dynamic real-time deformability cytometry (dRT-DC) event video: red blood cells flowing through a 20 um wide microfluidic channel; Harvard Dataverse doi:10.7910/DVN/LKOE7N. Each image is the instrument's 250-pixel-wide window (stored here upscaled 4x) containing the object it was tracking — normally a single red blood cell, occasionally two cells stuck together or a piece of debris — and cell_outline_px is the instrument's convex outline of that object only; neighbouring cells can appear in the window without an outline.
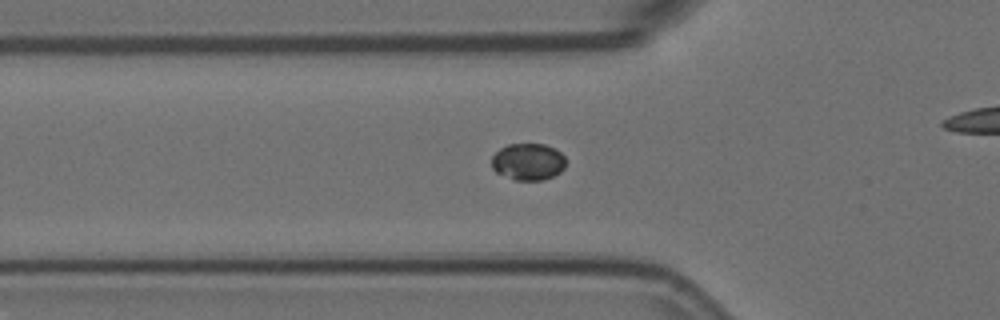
{"species": "Egyptian fruit bat (a non-hibernating species)", "species_latin": "Rousettus aegyptiacus", "temperature_condition": "room temperature", "stored_images_in_passage": 52, "camera_frame_rate_fps": 3000, "um_per_image_px": 0.085, "animal": {"sex": "female"}, "frame": {"image": 1, "passage_image": 14, "time_ms": 4.333, "image_size_px": [1000, 320], "cell_outline_px": [[564, 168], [560, 172], [544, 180], [516, 180], [496, 172], [492, 168], [492, 156], [500, 148], [508, 144], [544, 144], [560, 152], [564, 156]], "centroid_in_image_um": [44.87, 13.75], "position_along_channel_um": 80.9, "area_um2": 15.78}}
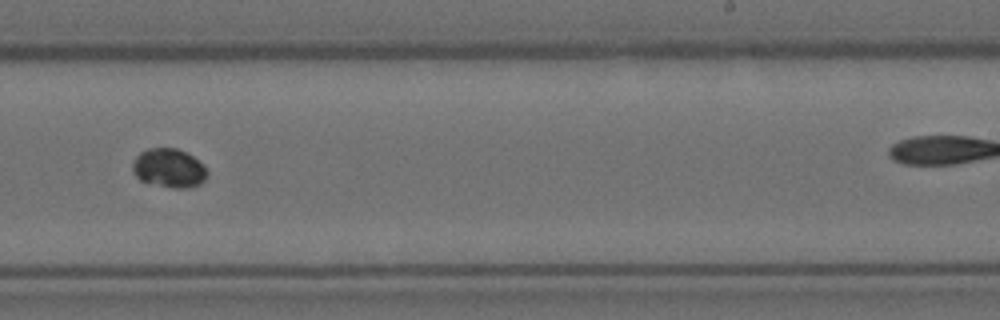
{"frame": {"image": 2, "passage_image": 30, "time_ms": 9.667, "image_size_px": [1000, 320], "cell_outline_px": [[208, 172], [204, 180], [200, 184], [188, 188], [172, 188], [148, 184], [140, 180], [136, 176], [132, 168], [132, 164], [136, 156], [140, 152], [148, 148], [176, 148], [192, 156], [204, 164]], "centroid_in_image_um": [14.35, 14.3], "position_along_channel_um": 274.6, "area_um2": 17.11}}
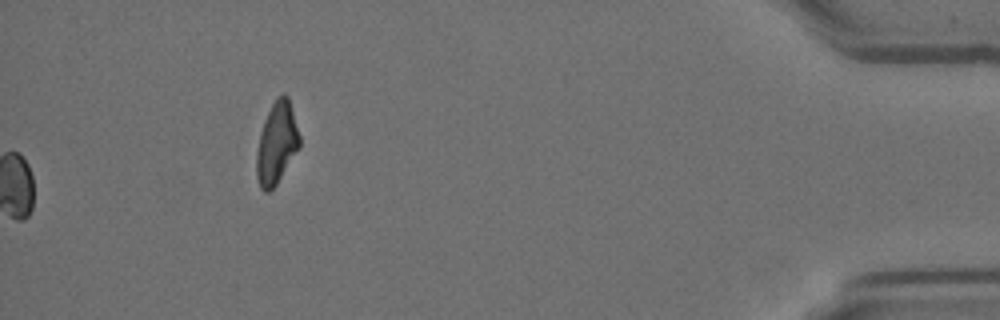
{"frame": {"image": 3, "passage_image": 52, "time_ms": 17.0, "image_size_px": [1000, 320], "cell_outline_px": [[300, 148], [276, 184], [268, 192], [264, 192], [260, 188], [256, 176], [256, 152], [260, 132], [264, 120], [272, 104], [284, 92], [288, 96], [300, 136]], "centroid_in_image_um": [23.51, 12.19], "position_along_channel_um": 411.7, "area_um2": 20.46}}